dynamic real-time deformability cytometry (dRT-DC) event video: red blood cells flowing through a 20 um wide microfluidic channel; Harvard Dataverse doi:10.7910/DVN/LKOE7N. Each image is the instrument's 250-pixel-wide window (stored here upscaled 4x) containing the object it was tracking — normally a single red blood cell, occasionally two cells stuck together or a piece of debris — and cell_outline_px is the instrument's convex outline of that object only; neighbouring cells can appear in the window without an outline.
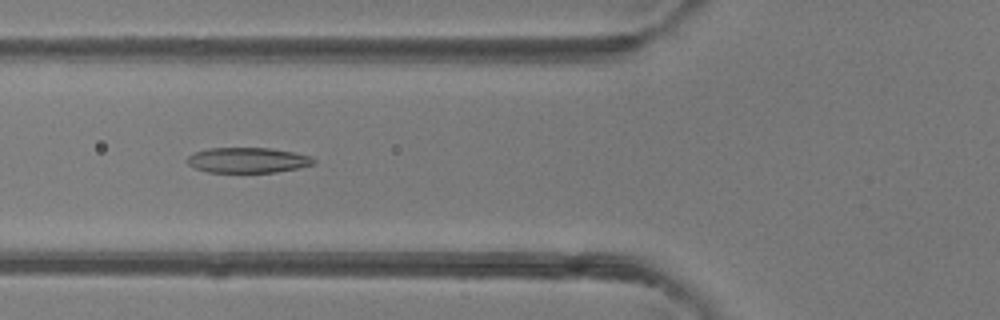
{"species": "common noctule bat (a hibernating species)", "species_latin": "Nyctalus noctula", "temperature_condition": "room temperature", "stored_images_in_passage": 46, "camera_frame_rate_fps": 3000, "um_per_image_px": 0.085, "animal": {"sex": "female"}, "frame": {"image": 1, "passage_image": 16, "time_ms": 5.0, "image_size_px": [1000, 320], "cell_outline_px": [[316, 164], [300, 168], [276, 172], [208, 172], [196, 168], [188, 164], [188, 156], [196, 152], [208, 148], [268, 148], [292, 152], [312, 156], [316, 160]], "centroid_in_image_um": [21.12, 13.62], "position_along_channel_um": 104.7, "area_um2": 18.61}}
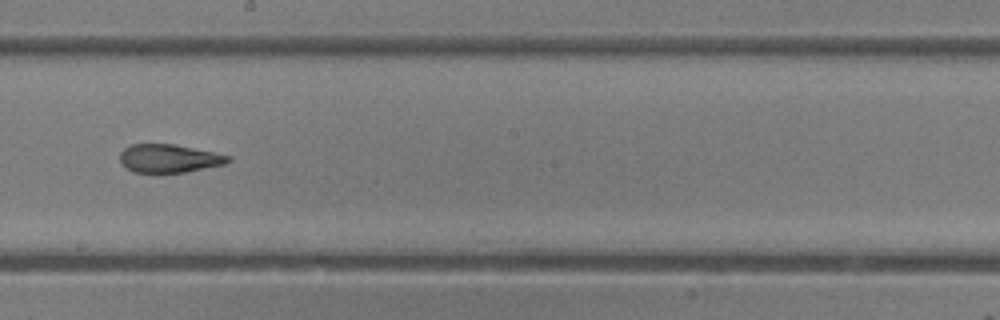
{"frame": {"image": 2, "passage_image": 25, "time_ms": 8.0, "image_size_px": [1000, 320], "cell_outline_px": [[232, 160], [224, 164], [184, 172], [132, 172], [120, 164], [120, 152], [124, 148], [132, 144], [176, 144], [232, 156]], "centroid_in_image_um": [14.35, 13.46], "position_along_channel_um": 233.8, "area_um2": 17.86}}
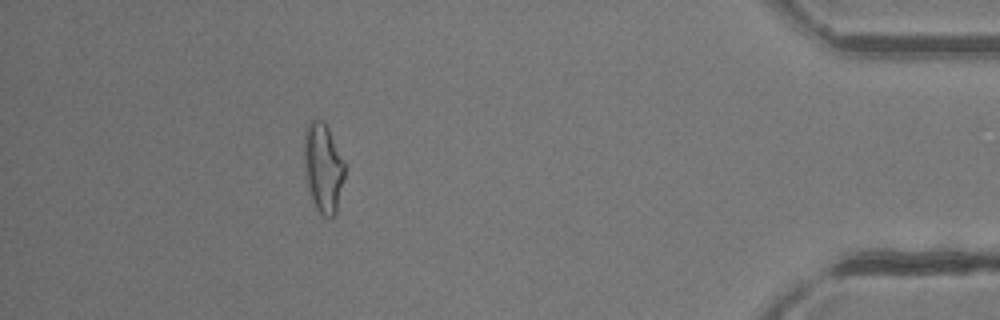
{"frame": {"image": 3, "passage_image": 41, "time_ms": 13.333, "image_size_px": [1000, 320], "cell_outline_px": [[344, 176], [336, 212], [332, 216], [324, 216], [316, 208], [312, 200], [304, 168], [304, 132], [308, 120], [320, 120], [328, 128], [344, 160]], "centroid_in_image_um": [27.45, 14.22], "position_along_channel_um": 407.8, "area_um2": 20.81}, "authors_computed_cell_mechanics": {"area_um2": 19.8543, "velocity_mm_per_s": 4.2849, "shape_relaxation_time_tau1_ms": null, "shape_relaxation_time_tau2_ms": 2.4026, "deformation_change_tau1": null, "deformation_change_tau2": 0.1242}}